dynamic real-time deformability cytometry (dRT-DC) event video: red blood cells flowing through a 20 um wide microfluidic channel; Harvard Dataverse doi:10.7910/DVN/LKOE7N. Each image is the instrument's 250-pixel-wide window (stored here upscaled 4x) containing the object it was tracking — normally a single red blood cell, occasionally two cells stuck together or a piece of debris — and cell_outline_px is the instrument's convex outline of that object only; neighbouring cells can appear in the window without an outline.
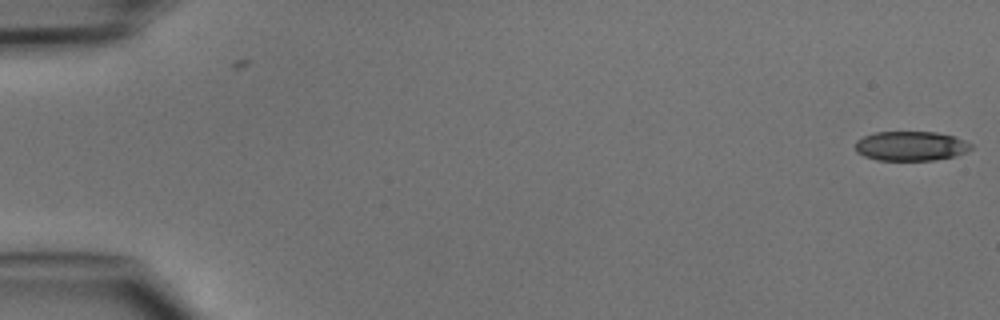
{"species": "common noctule bat (a hibernating species)", "species_latin": "Nyctalus noctula", "temperature_condition": "cold", "stored_images_in_passage": 3, "camera_frame_rate_fps": 3000, "um_per_image_px": 0.085, "animal": {"sex": "male", "body_mass_g": 15.6}, "frame": {"image": 1, "passage_image": 3, "time_ms": 0.667, "image_size_px": [1000, 320], "cell_outline_px": [[972, 148], [956, 156], [936, 160], [876, 160], [864, 156], [856, 152], [856, 140], [864, 136], [876, 132], [936, 132], [952, 136], [964, 140], [972, 144]], "centroid_in_image_um": [77.41, 12.41], "position_along_channel_um": 7.6, "area_um2": 19.88}}